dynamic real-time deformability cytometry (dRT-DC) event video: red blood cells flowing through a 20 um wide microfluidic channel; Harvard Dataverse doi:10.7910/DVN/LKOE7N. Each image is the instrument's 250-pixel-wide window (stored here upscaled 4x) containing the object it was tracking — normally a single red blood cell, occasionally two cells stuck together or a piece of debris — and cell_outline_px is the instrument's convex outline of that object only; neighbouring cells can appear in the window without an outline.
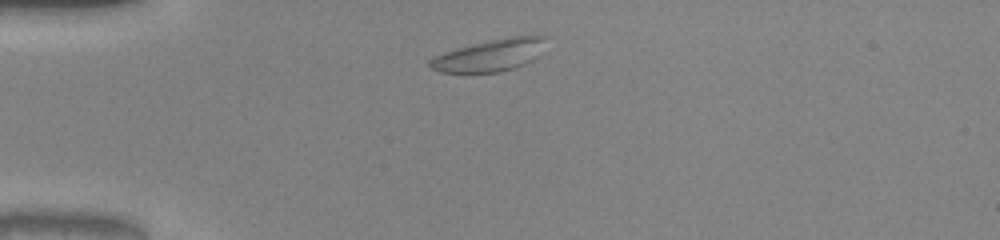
{"species": "common noctule bat (a hibernating species)", "species_latin": "Nyctalus noctula", "temperature_condition": "warm", "stored_images_in_passage": 42, "segment_of_instrument_passage": [1, 2], "camera_frame_rate_fps": 3000, "um_per_image_px": 0.085, "animal": {"sex": "male", "body_mass_g": 20.0, "forearm_length_mm": 53.3}, "frame": {"image": 1, "passage_image": 3, "time_ms": 0.667, "image_size_px": [1000, 240], "cell_outline_px": [[548, 36], [536, 56], [532, 60], [524, 64], [500, 72], [440, 72], [432, 68], [428, 64], [428, 60], [432, 56], [472, 44], [512, 36]], "centroid_in_image_um": [41.6, 4.7], "position_along_channel_um": 43.4, "area_um2": 21.15}}
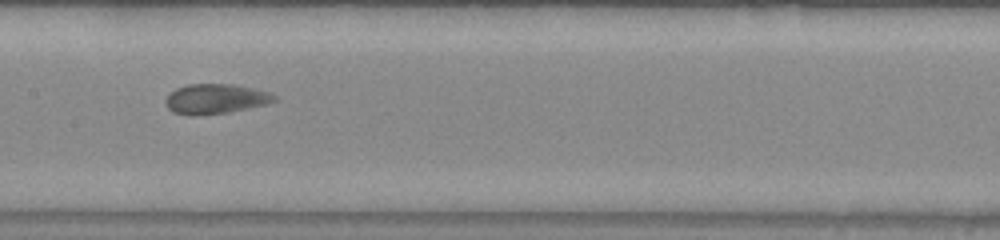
{"frame": {"image": 2, "passage_image": 17, "time_ms": 5.333, "image_size_px": [1000, 240], "cell_outline_px": [[280, 100], [268, 104], [228, 112], [192, 116], [172, 112], [168, 108], [164, 100], [176, 88], [188, 84], [236, 84], [272, 92]], "centroid_in_image_um": [18.38, 8.4], "position_along_channel_um": 189.0, "area_um2": 19.19}}
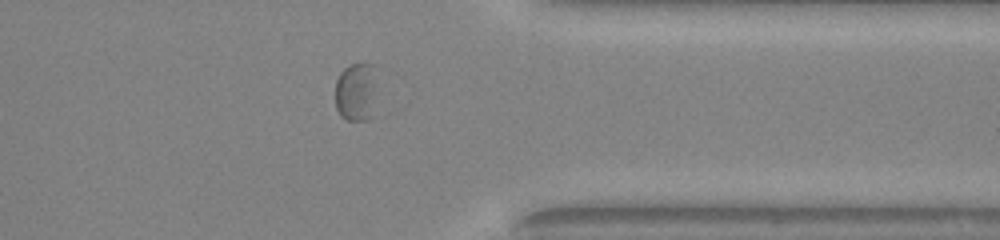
{"frame": {"image": 3, "passage_image": 32, "time_ms": 10.333, "image_size_px": [1000, 240], "cell_outline_px": [[376, 116], [364, 120], [348, 120], [340, 116], [336, 108], [336, 80], [340, 72], [348, 64], [372, 64]], "centroid_in_image_um": [30.25, 7.87], "position_along_channel_um": 381.1, "area_um2": 14.33}}